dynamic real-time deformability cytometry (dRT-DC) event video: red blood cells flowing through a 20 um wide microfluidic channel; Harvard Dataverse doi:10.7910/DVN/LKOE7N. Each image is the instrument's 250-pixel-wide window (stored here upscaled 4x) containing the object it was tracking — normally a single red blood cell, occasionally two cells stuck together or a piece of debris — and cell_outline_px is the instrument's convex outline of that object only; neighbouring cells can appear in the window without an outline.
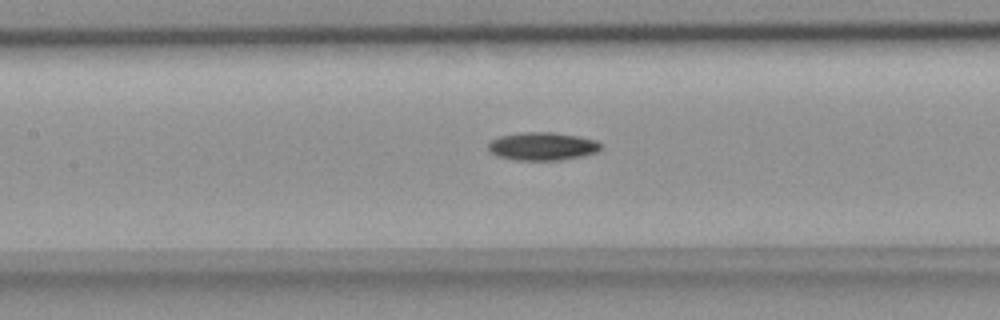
{"species": "common noctule bat (a hibernating species)", "species_latin": "Nyctalus noctula", "temperature_condition": "room temperature", "stored_images_in_passage": 43, "camera_frame_rate_fps": 3000, "um_per_image_px": 0.085, "animal": {"sex": "female", "body_mass_g": 18.4}, "frame": {"image": 1, "passage_image": 20, "time_ms": 6.333, "image_size_px": [1000, 320], "cell_outline_px": [[600, 148], [596, 152], [584, 156], [560, 160], [516, 160], [496, 156], [488, 148], [488, 144], [492, 140], [500, 136], [520, 132], [552, 132], [576, 136], [596, 140], [600, 144]], "centroid_in_image_um": [46.09, 12.44], "position_along_channel_um": 161.3, "area_um2": 18.32}}
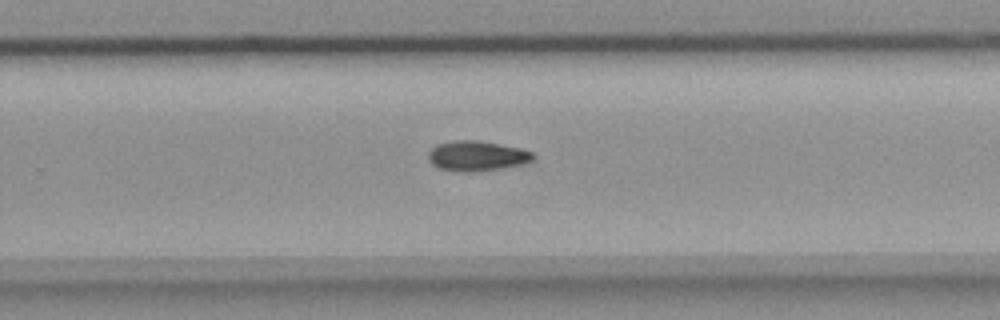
{"frame": {"image": 2, "passage_image": 30, "time_ms": 9.667, "image_size_px": [1000, 320], "cell_outline_px": [[536, 160], [520, 164], [500, 168], [472, 172], [464, 172], [440, 168], [432, 164], [428, 160], [428, 152], [436, 144], [452, 140], [476, 140], [500, 144], [520, 148], [532, 152], [536, 156]], "centroid_in_image_um": [40.53, 13.24], "position_along_channel_um": 289.3, "area_um2": 18.38}}
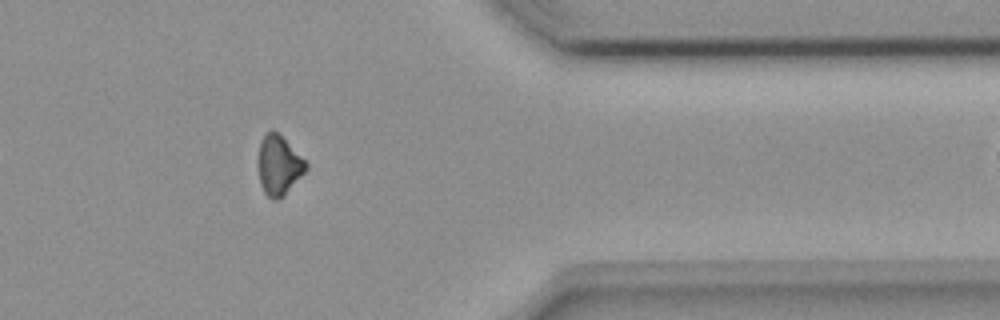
{"frame": {"image": 3, "passage_image": 39, "time_ms": 12.667, "image_size_px": [1000, 320], "cell_outline_px": [[308, 168], [284, 196], [276, 200], [272, 200], [264, 192], [260, 184], [256, 164], [256, 160], [260, 140], [272, 128], [308, 164]], "centroid_in_image_um": [23.64, 14.08], "position_along_channel_um": 387.8, "area_um2": 16.65}, "authors_computed_cell_mechanics": {"area_um2": 17.6868, "velocity_mm_per_s": 3.8473, "shape_relaxation_time_tau1_ms": 9.7759, "shape_relaxation_time_tau2_ms": null, "deformation_change_tau1": 0.1787, "deformation_change_tau2": null}}